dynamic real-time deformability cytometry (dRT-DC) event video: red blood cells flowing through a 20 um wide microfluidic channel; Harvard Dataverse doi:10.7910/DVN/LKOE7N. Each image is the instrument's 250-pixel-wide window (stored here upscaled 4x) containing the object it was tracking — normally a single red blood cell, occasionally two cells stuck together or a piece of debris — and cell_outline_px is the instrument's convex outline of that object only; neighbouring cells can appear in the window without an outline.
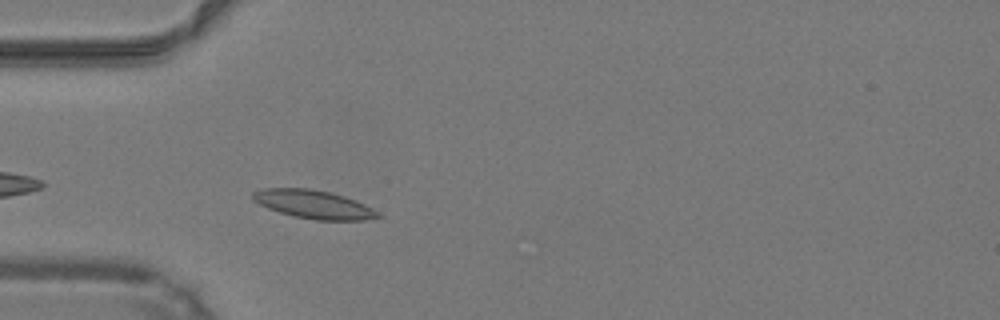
{"species": "common noctule bat (a hibernating species)", "species_latin": "Nyctalus noctula", "temperature_condition": "warm", "stored_images_in_passage": 12, "camera_frame_rate_fps": 3000, "um_per_image_px": 0.085, "animal": {"sex": "male", "body_mass_g": 19.2, "forearm_length_mm": 51.8}, "frame": {"image": 1, "passage_image": 3, "time_ms": 0.667, "image_size_px": [1000, 320], "cell_outline_px": [[384, 216], [364, 220], [316, 220], [292, 216], [268, 208], [252, 200], [252, 192], [264, 188], [308, 188], [328, 192], [344, 196], [356, 200], [380, 212]], "centroid_in_image_um": [26.68, 17.37], "position_along_channel_um": 58.3, "area_um2": 20.75}}
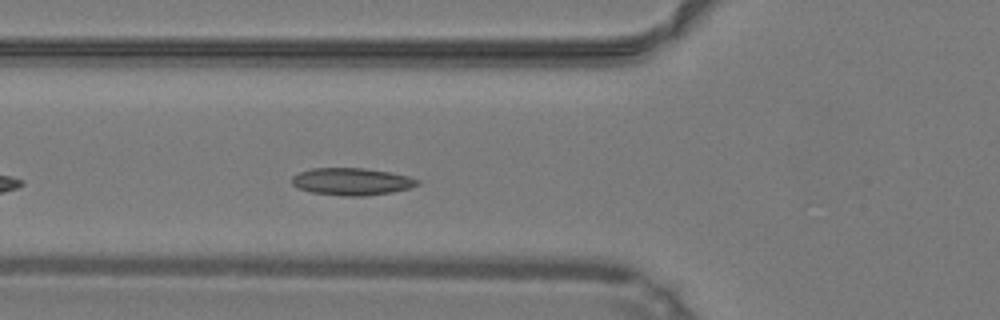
{"frame": {"image": 2, "passage_image": 6, "time_ms": 1.667, "image_size_px": [1000, 320], "cell_outline_px": [[420, 184], [408, 188], [392, 192], [364, 196], [344, 196], [312, 192], [296, 188], [292, 184], [292, 176], [300, 172], [312, 168], [364, 168], [392, 172], [408, 176], [420, 180]], "centroid_in_image_um": [29.9, 15.43], "position_along_channel_um": 95.9, "area_um2": 20.0}}
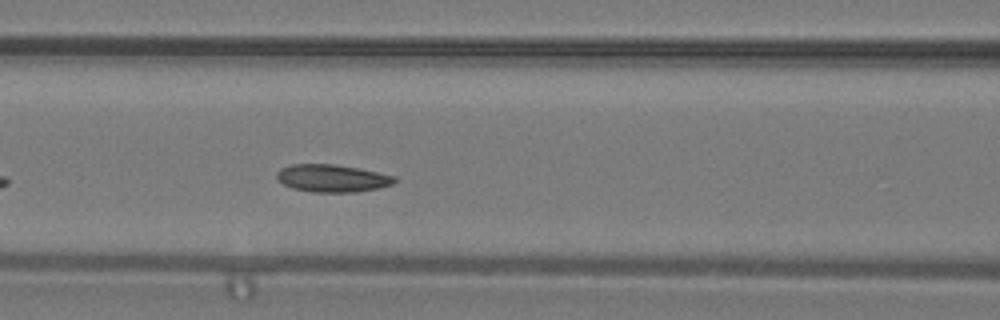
{"frame": {"image": 3, "passage_image": 9, "time_ms": 2.667, "image_size_px": [1000, 320], "cell_outline_px": [[396, 180], [392, 184], [380, 188], [356, 192], [312, 192], [292, 188], [284, 184], [276, 176], [276, 172], [280, 168], [292, 164], [336, 164], [396, 176]], "centroid_in_image_um": [28.23, 15.15], "position_along_channel_um": 138.4, "area_um2": 18.84}}